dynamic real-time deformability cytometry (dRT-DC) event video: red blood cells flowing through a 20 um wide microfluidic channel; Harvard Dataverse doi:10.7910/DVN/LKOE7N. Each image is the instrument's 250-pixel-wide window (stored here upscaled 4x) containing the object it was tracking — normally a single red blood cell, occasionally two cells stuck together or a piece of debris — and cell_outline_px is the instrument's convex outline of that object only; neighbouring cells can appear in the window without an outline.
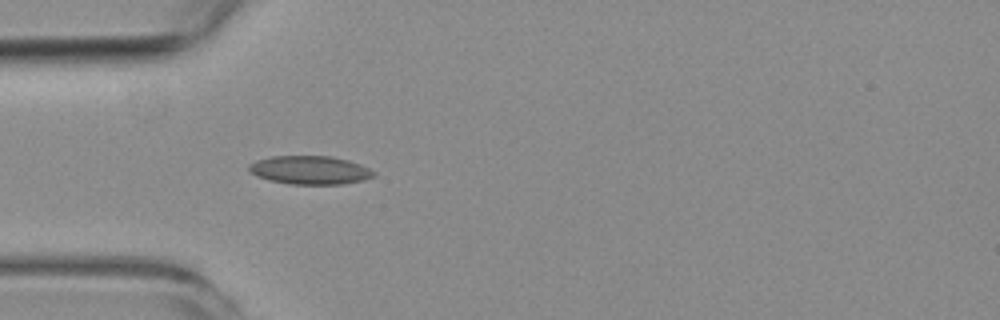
{"species": "common noctule bat (a hibernating species)", "species_latin": "Nyctalus noctula", "temperature_condition": "room temperature", "stored_images_in_passage": 2, "camera_frame_rate_fps": 3000, "um_per_image_px": 0.085, "animal": {"sex": "female", "body_mass_g": 19.3, "forearm_length_mm": 54.1}, "frame": {"image": 1, "passage_image": 2, "time_ms": 3.667, "image_size_px": [1000, 320], "cell_outline_px": [[376, 176], [364, 180], [340, 184], [292, 184], [268, 180], [256, 176], [248, 172], [248, 164], [256, 160], [272, 156], [332, 156], [348, 160], [360, 164], [376, 172]], "centroid_in_image_um": [26.33, 14.45], "position_along_channel_um": 58.7, "area_um2": 20.87}}